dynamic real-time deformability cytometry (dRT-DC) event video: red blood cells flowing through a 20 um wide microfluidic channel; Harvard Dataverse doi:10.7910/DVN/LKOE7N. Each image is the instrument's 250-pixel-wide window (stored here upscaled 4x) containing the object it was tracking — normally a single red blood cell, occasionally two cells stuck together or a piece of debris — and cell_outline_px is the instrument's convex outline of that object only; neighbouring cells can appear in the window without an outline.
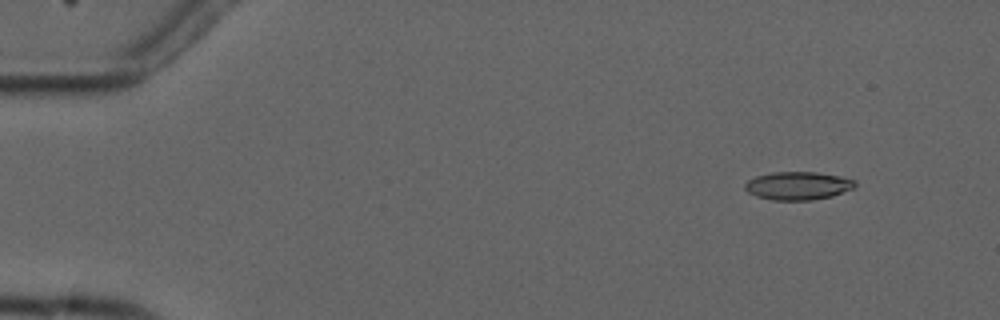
{"species": "common noctule bat (a hibernating species)", "species_latin": "Nyctalus noctula", "temperature_condition": "cold", "stored_images_in_passage": 4, "camera_frame_rate_fps": 3000, "um_per_image_px": 0.085, "animal": {"sex": "male", "forearm_length_mm": 52.5}, "frame": {"image": 1, "passage_image": 2, "time_ms": 1.0, "image_size_px": [1000, 320], "cell_outline_px": [[856, 184], [852, 188], [832, 196], [812, 200], [772, 200], [756, 196], [748, 192], [744, 188], [744, 184], [748, 180], [756, 176], [772, 172], [816, 172], [840, 176], [856, 180]], "centroid_in_image_um": [67.8, 15.78], "position_along_channel_um": 17.2, "area_um2": 18.03}}